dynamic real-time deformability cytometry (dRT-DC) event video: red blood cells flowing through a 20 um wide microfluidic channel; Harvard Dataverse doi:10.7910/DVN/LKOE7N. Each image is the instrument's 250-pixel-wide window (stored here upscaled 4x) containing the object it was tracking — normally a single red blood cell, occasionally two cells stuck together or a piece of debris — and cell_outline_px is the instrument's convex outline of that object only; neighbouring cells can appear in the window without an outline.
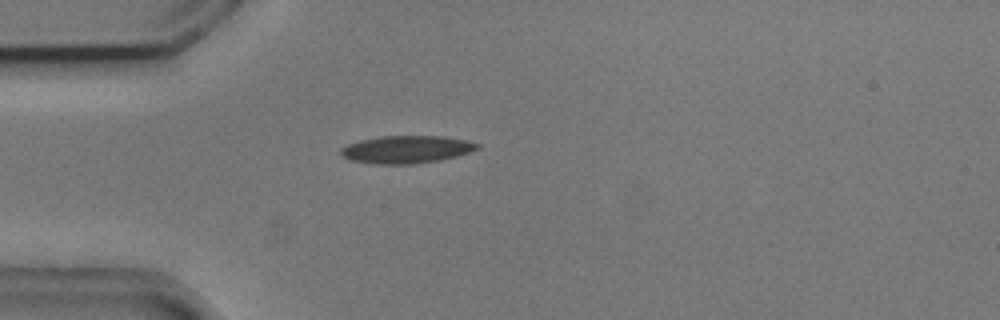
{"species": "common noctule bat (a hibernating species)", "species_latin": "Nyctalus noctula", "temperature_condition": "cold", "stored_images_in_passage": 40, "camera_frame_rate_fps": 3000, "um_per_image_px": 0.085, "animal": {"sex": "male", "body_mass_g": 20.5, "forearm_length_mm": 52.5}, "frame": {"image": 1, "passage_image": 1, "time_ms": 0.0, "image_size_px": [1000, 320], "cell_outline_px": [[480, 148], [456, 156], [440, 160], [416, 164], [376, 164], [348, 160], [340, 156], [340, 148], [348, 144], [360, 140], [380, 136], [444, 136], [468, 140], [480, 144]], "centroid_in_image_um": [34.53, 12.7], "position_along_channel_um": 50.5, "area_um2": 22.2}}
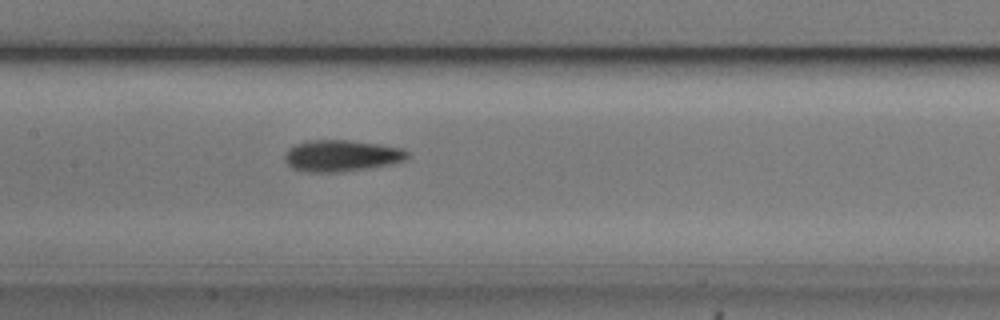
{"frame": {"image": 2, "passage_image": 12, "time_ms": 3.667, "image_size_px": [1000, 320], "cell_outline_px": [[408, 160], [392, 164], [372, 168], [336, 172], [308, 172], [292, 168], [284, 160], [284, 156], [288, 148], [296, 144], [308, 140], [352, 140], [380, 144], [400, 148], [408, 152]], "centroid_in_image_um": [29.04, 13.24], "position_along_channel_um": 178.4, "area_um2": 22.72}}
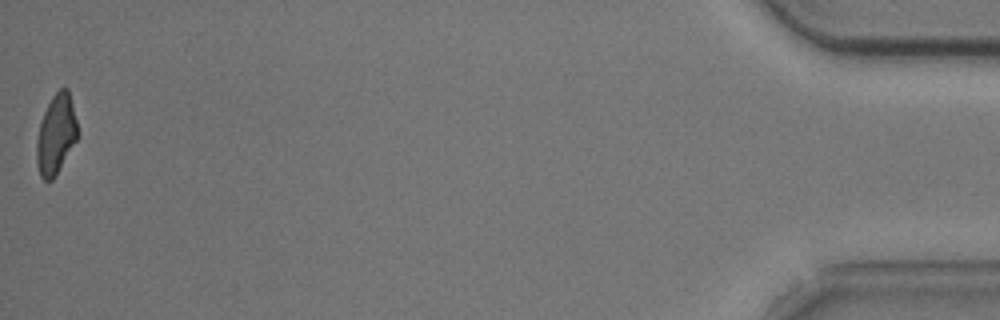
{"frame": {"image": 3, "passage_image": 40, "time_ms": 13.0, "image_size_px": [1000, 320], "cell_outline_px": [[80, 132], [76, 140], [52, 180], [44, 180], [40, 176], [36, 164], [36, 140], [40, 124], [44, 112], [52, 96], [60, 88], [68, 88]], "centroid_in_image_um": [4.76, 11.4], "position_along_channel_um": 430.4, "area_um2": 18.96}, "authors_computed_cell_mechanics": {"area_um2": 20.9814, "velocity_mm_per_s": 3.7398, "shape_relaxation_time_tau1_ms": 2.6048, "shape_relaxation_time_tau2_ms": 5.7264, "deformation_change_tau1": 0.1014, "deformation_change_tau2": 0.115}}